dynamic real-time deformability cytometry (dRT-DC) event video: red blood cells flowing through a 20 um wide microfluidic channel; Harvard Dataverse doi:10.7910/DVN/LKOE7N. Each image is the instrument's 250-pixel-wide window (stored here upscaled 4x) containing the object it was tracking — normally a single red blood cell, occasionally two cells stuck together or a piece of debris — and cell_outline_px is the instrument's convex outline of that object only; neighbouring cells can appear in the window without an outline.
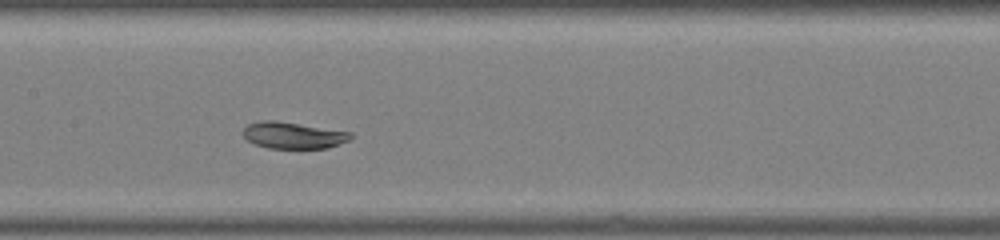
{"species": "common noctule bat (a hibernating species)", "species_latin": "Nyctalus noctula", "temperature_condition": "warm", "stored_images_in_passage": 19, "camera_frame_rate_fps": 3000, "um_per_image_px": 0.085, "animal": {"sex": "male", "body_mass_g": 19.0, "forearm_length_mm": 50.8}, "frame": {"image": 1, "passage_image": 16, "time_ms": 5.0, "image_size_px": [1000, 240], "cell_outline_px": [[352, 136], [348, 140], [328, 148], [268, 148], [256, 144], [248, 140], [244, 136], [244, 128], [248, 124], [260, 120], [276, 120], [352, 132]], "centroid_in_image_um": [24.92, 11.49], "position_along_channel_um": 182.5, "area_um2": 16.53}}